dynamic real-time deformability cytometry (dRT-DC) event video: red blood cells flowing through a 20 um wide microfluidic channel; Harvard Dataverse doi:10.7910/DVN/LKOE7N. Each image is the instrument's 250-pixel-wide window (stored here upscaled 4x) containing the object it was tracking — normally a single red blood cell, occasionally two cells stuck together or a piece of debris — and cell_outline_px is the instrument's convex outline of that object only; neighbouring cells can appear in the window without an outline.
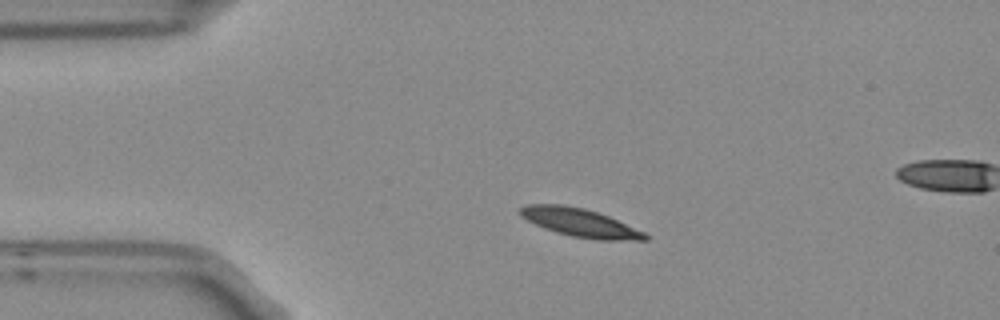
{"species": "Egyptian fruit bat (a non-hibernating species)", "species_latin": "Rousettus aegyptiacus", "temperature_condition": "room temperature", "stored_images_in_passage": 4, "camera_frame_rate_fps": 3000, "um_per_image_px": 0.085, "frame": {"image": 1, "passage_image": 2, "time_ms": 0.333, "image_size_px": [1000, 320], "cell_outline_px": [[648, 240], [596, 240], [572, 236], [556, 232], [544, 228], [520, 216], [520, 208], [528, 204], [564, 204], [584, 208], [608, 216], [644, 232], [648, 236]], "centroid_in_image_um": [49.29, 18.92], "position_along_channel_um": 35.7, "area_um2": 20.4}}